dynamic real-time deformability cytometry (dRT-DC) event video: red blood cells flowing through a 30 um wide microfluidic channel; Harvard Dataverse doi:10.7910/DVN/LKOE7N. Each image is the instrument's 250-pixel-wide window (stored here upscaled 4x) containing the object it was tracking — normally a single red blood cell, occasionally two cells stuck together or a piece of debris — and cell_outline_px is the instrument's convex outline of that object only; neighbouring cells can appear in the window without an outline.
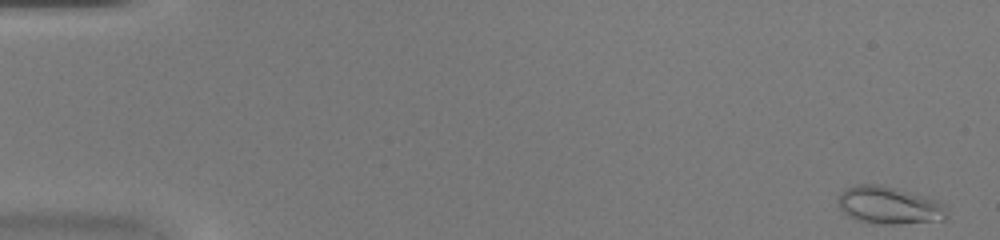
{"species": "common noctule bat (a hibernating species)", "species_latin": "Nyctalus noctula", "temperature_condition": "warm", "stored_images_in_passage": 45, "camera_frame_rate_fps": 3000, "um_per_image_px": 0.085, "animal": {"sex": "female", "body_mass_g": 20.0, "forearm_length_mm": 54.0}, "frame": {"image": 1, "passage_image": 1, "time_ms": 0.0, "image_size_px": [1000, 240], "cell_outline_px": [[948, 216], [944, 220], [896, 224], [872, 224], [856, 220], [848, 216], [840, 208], [840, 192], [856, 184], [880, 184], [924, 196], [936, 200], [944, 204]], "centroid_in_image_um": [75.58, 17.47], "position_along_channel_um": 9.4, "area_um2": 23.7}}
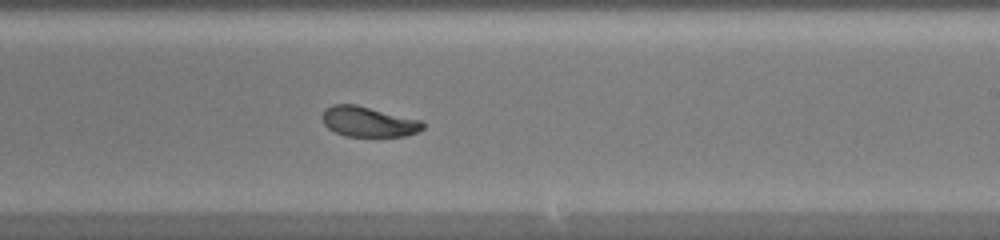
{"frame": {"image": 2, "passage_image": 28, "time_ms": 9.0, "image_size_px": [1000, 240], "cell_outline_px": [[424, 128], [416, 132], [404, 136], [344, 136], [328, 128], [324, 124], [320, 116], [324, 108], [332, 104], [356, 104], [420, 120], [424, 124]], "centroid_in_image_um": [31.25, 10.33], "position_along_channel_um": 257.7, "area_um2": 17.74}}
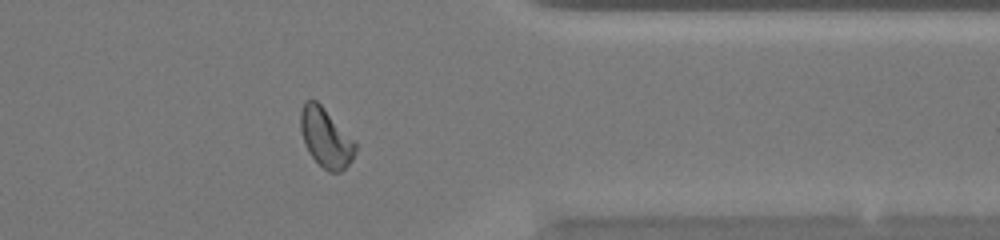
{"frame": {"image": 3, "passage_image": 37, "time_ms": 12.0, "image_size_px": [1000, 240], "cell_outline_px": [[356, 148], [352, 160], [340, 172], [328, 172], [308, 152], [304, 144], [300, 128], [300, 112], [304, 100], [316, 100], [324, 108], [356, 144]], "centroid_in_image_um": [27.65, 11.7], "position_along_channel_um": 383.8, "area_um2": 18.5}}